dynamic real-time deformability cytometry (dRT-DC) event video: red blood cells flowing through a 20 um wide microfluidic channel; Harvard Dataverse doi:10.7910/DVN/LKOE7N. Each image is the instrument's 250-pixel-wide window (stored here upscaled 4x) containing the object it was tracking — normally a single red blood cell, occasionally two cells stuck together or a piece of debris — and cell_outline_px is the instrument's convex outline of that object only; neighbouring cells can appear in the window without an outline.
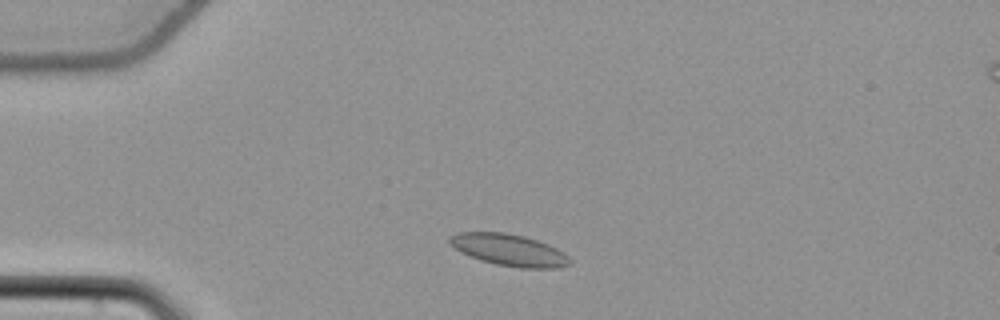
{"species": "common noctule bat (a hibernating species)", "species_latin": "Nyctalus noctula", "temperature_condition": "cold", "stored_images_in_passage": 47, "camera_frame_rate_fps": 3000, "um_per_image_px": 0.085, "animal": {"sex": "female", "body_mass_g": 22.7, "forearm_length_mm": 54.2}, "frame": {"image": 1, "passage_image": 5, "time_ms": 1.333, "image_size_px": [1000, 320], "cell_outline_px": [[572, 264], [560, 268], [520, 268], [496, 264], [480, 260], [460, 252], [448, 244], [448, 236], [456, 232], [504, 232], [524, 236], [548, 244], [564, 252], [572, 260]], "centroid_in_image_um": [43.26, 21.25], "position_along_channel_um": 41.7, "area_um2": 22.54}}
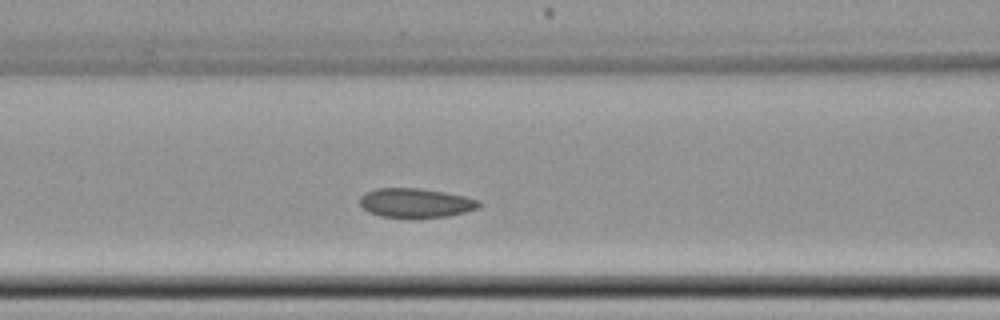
{"frame": {"image": 2, "passage_image": 15, "time_ms": 4.667, "image_size_px": [1000, 320], "cell_outline_px": [[480, 204], [476, 208], [464, 212], [448, 216], [380, 216], [368, 212], [360, 204], [360, 196], [364, 192], [376, 188], [420, 188], [444, 192], [464, 196], [480, 200]], "centroid_in_image_um": [35.29, 17.21], "position_along_channel_um": 131.3, "area_um2": 19.88}}
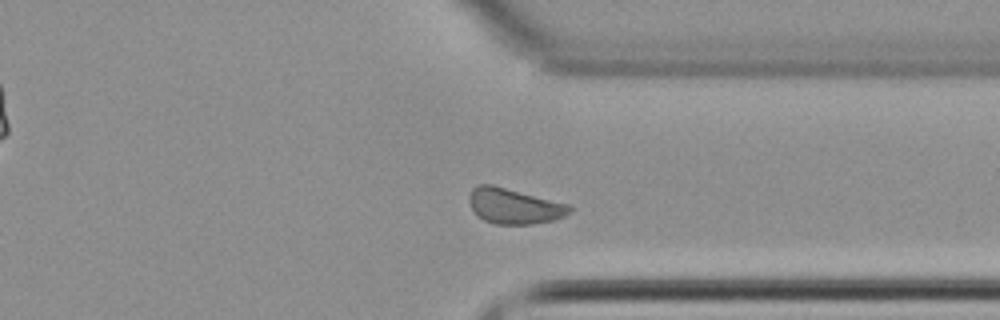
{"frame": {"image": 3, "passage_image": 34, "time_ms": 11.0, "image_size_px": [1000, 320], "cell_outline_px": [[572, 212], [564, 216], [552, 220], [532, 224], [496, 224], [484, 220], [472, 208], [468, 200], [468, 196], [472, 188], [480, 184], [492, 184], [572, 204]], "centroid_in_image_um": [43.74, 17.5], "position_along_channel_um": 367.7, "area_um2": 20.92}, "authors_computed_cell_mechanics": {"area_um2": 20.6924, "velocity_mm_per_s": 3.7204, "shape_relaxation_time_tau1_ms": 6.79, "shape_relaxation_time_tau2_ms": 2.0726, "deformation_change_tau1": 0.0758, "deformation_change_tau2": 0.0597}}